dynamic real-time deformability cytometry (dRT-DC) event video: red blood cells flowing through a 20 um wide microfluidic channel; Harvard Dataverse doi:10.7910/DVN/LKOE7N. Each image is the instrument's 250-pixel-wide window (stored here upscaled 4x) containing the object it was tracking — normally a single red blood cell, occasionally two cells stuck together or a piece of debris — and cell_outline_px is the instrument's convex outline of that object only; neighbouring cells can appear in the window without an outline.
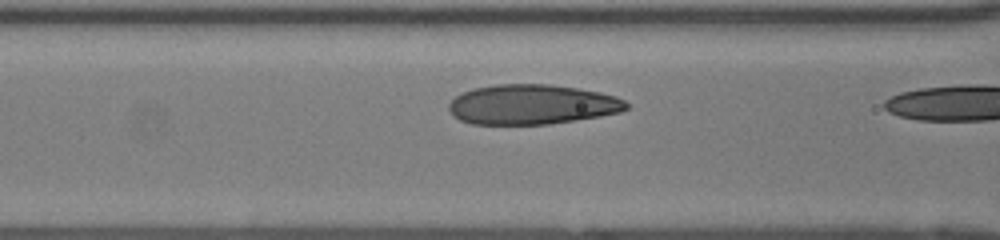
{"species": "human", "species_latin": "Homo sapiens", "temperature_condition": "room temperature", "stored_images_in_passage": 9, "camera_frame_rate_fps": 3000, "um_per_image_px": 0.085, "donor": {"sex": "female"}, "frame": {"image": 1, "passage_image": 8, "time_ms": 2.333, "image_size_px": [1000, 240], "cell_outline_px": [[628, 108], [620, 112], [600, 116], [548, 124], [472, 124], [460, 120], [452, 116], [448, 108], [448, 104], [456, 96], [464, 92], [476, 88], [496, 84], [548, 84], [576, 88], [600, 92], [616, 96], [624, 100], [628, 104]], "centroid_in_image_um": [45.21, 8.88], "position_along_channel_um": 121.4, "area_um2": 41.15}}